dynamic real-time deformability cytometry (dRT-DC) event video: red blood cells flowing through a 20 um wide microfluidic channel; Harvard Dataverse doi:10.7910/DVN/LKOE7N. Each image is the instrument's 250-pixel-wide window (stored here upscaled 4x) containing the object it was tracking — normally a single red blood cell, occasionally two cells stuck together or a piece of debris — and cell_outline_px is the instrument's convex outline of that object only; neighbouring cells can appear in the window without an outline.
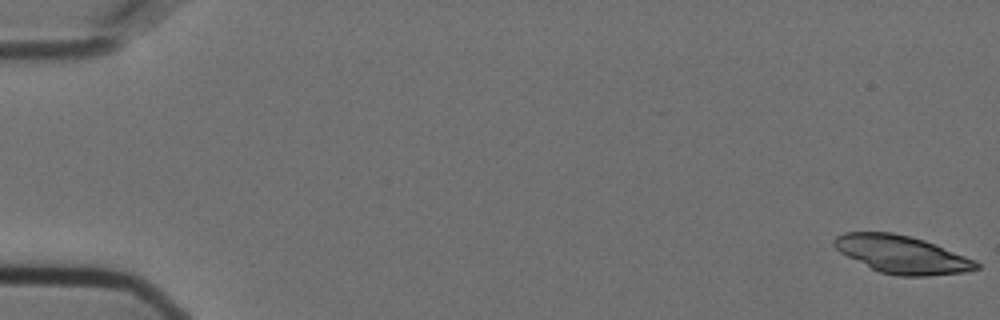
{"species": "Egyptian fruit bat (a non-hibernating species)", "species_latin": "Rousettus aegyptiacus", "temperature_condition": "cold", "stored_images_in_passage": 19, "camera_frame_rate_fps": 3000, "um_per_image_px": 0.085, "animal": {"sex": "female"}, "frame": {"image": 1, "passage_image": 1, "time_ms": 0.0, "image_size_px": [1000, 320], "cell_outline_px": [[980, 268], [964, 272], [928, 276], [900, 276], [880, 272], [840, 252], [832, 244], [832, 240], [836, 236], [844, 232], [892, 232], [924, 240], [976, 260], [980, 264]], "centroid_in_image_um": [76.67, 21.62], "position_along_channel_um": 8.3, "area_um2": 31.04}}